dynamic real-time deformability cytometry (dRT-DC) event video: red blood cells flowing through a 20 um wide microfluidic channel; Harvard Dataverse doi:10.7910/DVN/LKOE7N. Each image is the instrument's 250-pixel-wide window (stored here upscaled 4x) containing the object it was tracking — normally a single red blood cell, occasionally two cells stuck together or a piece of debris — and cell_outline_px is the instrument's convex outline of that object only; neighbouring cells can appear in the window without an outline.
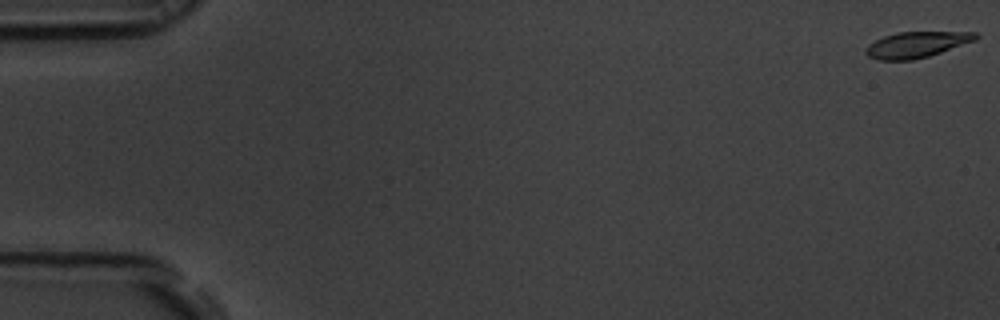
{"species": "common noctule bat (a hibernating species)", "species_latin": "Nyctalus noctula", "temperature_condition": "room temperature", "stored_images_in_passage": 56, "camera_frame_rate_fps": 3000, "um_per_image_px": 0.085, "animal": {"sex": "male", "body_mass_g": 19.5, "forearm_length_mm": 54.6}, "frame": {"image": 1, "passage_image": 1, "time_ms": 0.0, "image_size_px": [1000, 320], "cell_outline_px": [[980, 36], [976, 40], [928, 56], [912, 60], [880, 60], [868, 56], [864, 52], [864, 48], [868, 44], [884, 36], [896, 32], [976, 32]], "centroid_in_image_um": [77.88, 3.79], "position_along_channel_um": 7.1, "area_um2": 16.53}}
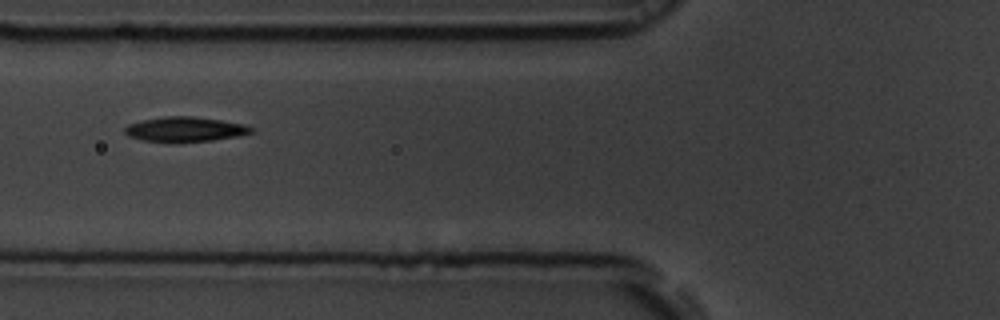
{"frame": {"image": 2, "passage_image": 22, "time_ms": 7.0, "image_size_px": [1000, 320], "cell_outline_px": [[256, 132], [236, 136], [212, 140], [180, 144], [176, 144], [144, 140], [128, 136], [124, 132], [124, 128], [128, 124], [144, 120], [164, 116], [192, 116], [220, 120], [244, 124], [256, 128]], "centroid_in_image_um": [15.75, 11.01], "position_along_channel_um": 110.1, "area_um2": 18.73}}
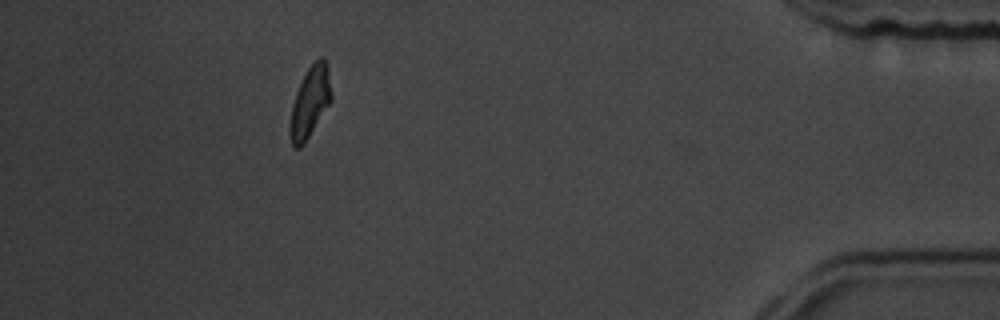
{"frame": {"image": 3, "passage_image": 51, "time_ms": 16.667, "image_size_px": [1000, 320], "cell_outline_px": [[332, 100], [304, 144], [300, 148], [296, 148], [292, 144], [288, 136], [288, 124], [292, 104], [296, 92], [308, 68], [320, 56], [324, 56], [328, 68], [332, 92]], "centroid_in_image_um": [26.34, 8.7], "position_along_channel_um": 408.9, "area_um2": 17.28}, "authors_computed_cell_mechanics": {"area_um2": 17.5134, "velocity_mm_per_s": 3.6511, "shape_relaxation_time_tau1_ms": 2.3444, "shape_relaxation_time_tau2_ms": 3.1264, "deformation_change_tau1": 0.1165, "deformation_change_tau2": 0.0904}}